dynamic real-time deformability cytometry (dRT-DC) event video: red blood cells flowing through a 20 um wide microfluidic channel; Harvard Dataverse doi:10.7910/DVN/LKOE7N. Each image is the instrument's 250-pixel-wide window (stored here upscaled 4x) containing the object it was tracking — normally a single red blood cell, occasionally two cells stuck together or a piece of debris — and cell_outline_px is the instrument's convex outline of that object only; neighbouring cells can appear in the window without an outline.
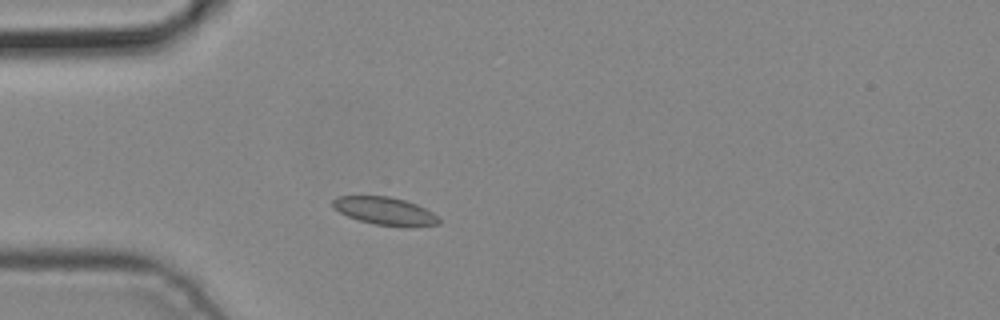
{"species": "common noctule bat (a hibernating species)", "species_latin": "Nyctalus noctula", "temperature_condition": "cold", "stored_images_in_passage": 2, "camera_frame_rate_fps": 3000, "um_per_image_px": 0.085, "animal": {"sex": "male", "body_mass_g": 19.2, "forearm_length_mm": 51.8}, "frame": {"image": 1, "passage_image": 2, "time_ms": 0.333, "image_size_px": [1000, 320], "cell_outline_px": [[440, 224], [376, 224], [360, 220], [348, 216], [332, 208], [332, 200], [336, 196], [388, 196], [404, 200], [416, 204], [432, 212], [440, 220]], "centroid_in_image_um": [32.61, 17.88], "position_along_channel_um": 52.4, "area_um2": 16.36}}